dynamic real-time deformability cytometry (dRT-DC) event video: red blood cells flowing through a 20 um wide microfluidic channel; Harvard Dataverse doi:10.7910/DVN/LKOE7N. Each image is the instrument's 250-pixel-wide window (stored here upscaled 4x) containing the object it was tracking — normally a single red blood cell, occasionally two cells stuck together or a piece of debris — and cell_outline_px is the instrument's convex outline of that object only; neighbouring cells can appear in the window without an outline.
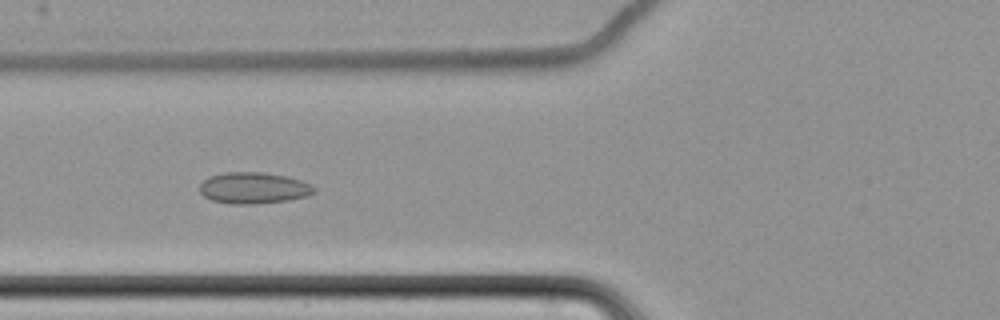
{"species": "common noctule bat (a hibernating species)", "species_latin": "Nyctalus noctula", "temperature_condition": "cold", "stored_images_in_passage": 8, "camera_frame_rate_fps": 3000, "um_per_image_px": 0.085, "animal": {"sex": "female", "body_mass_g": 22.7, "forearm_length_mm": 54.2}, "frame": {"image": 1, "passage_image": 8, "time_ms": 9.333, "image_size_px": [1000, 320], "cell_outline_px": [[316, 192], [308, 196], [288, 200], [252, 204], [232, 204], [212, 200], [204, 196], [200, 192], [200, 184], [208, 176], [224, 172], [264, 172], [284, 176], [300, 180], [312, 184], [316, 188]], "centroid_in_image_um": [21.56, 15.97], "position_along_channel_um": 104.2, "area_um2": 20.98}}